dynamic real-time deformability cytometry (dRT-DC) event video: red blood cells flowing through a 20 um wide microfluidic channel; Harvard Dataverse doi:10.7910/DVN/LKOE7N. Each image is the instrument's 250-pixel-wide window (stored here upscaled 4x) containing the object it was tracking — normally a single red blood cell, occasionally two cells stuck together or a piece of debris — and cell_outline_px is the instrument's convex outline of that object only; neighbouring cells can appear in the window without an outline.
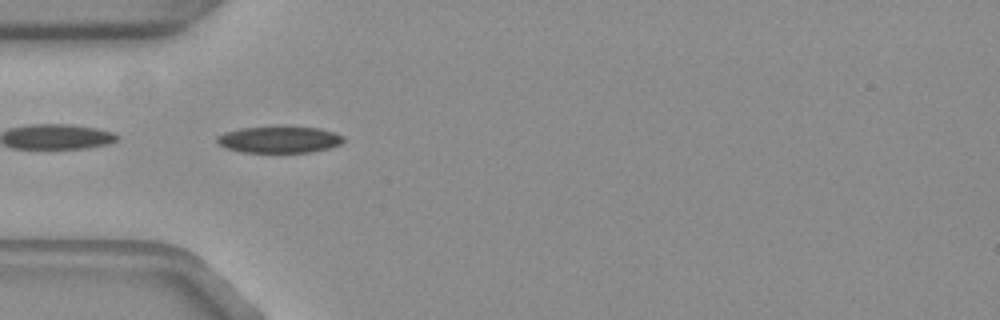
{"species": "common noctule bat (a hibernating species)", "species_latin": "Nyctalus noctula", "temperature_condition": "warm", "stored_images_in_passage": 8, "camera_frame_rate_fps": 3000, "um_per_image_px": 0.085, "animal": {"sex": "female", "body_mass_g": 19.3, "forearm_length_mm": 54.1}, "frame": {"image": 1, "passage_image": 2, "time_ms": 0.333, "image_size_px": [1000, 320], "cell_outline_px": [[344, 140], [340, 144], [328, 148], [308, 152], [244, 152], [228, 148], [220, 144], [216, 140], [216, 136], [224, 132], [240, 128], [276, 124], [288, 124], [320, 128], [344, 136]], "centroid_in_image_um": [23.74, 11.8], "position_along_channel_um": 61.3, "area_um2": 20.29}}